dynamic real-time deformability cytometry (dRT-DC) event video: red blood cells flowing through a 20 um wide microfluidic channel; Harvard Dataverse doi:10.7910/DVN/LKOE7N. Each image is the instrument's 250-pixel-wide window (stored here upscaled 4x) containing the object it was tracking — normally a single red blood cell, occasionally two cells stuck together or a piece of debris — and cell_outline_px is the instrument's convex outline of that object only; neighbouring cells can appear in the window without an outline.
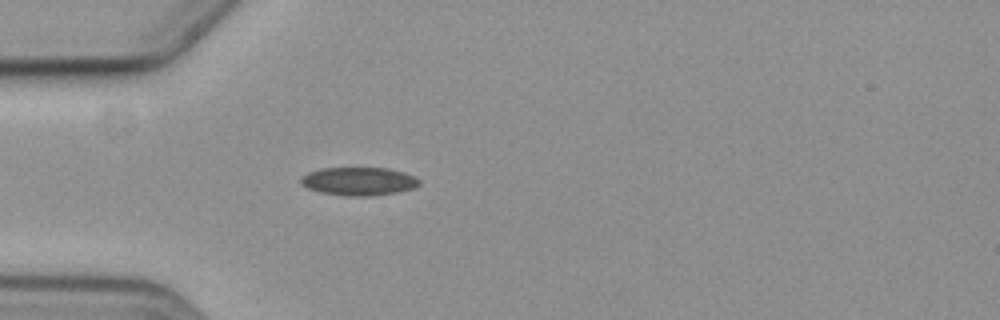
{"species": "common noctule bat (a hibernating species)", "species_latin": "Nyctalus noctula", "temperature_condition": "cold", "stored_images_in_passage": 4, "camera_frame_rate_fps": 3000, "um_per_image_px": 0.085, "animal": {"sex": "female", "body_mass_g": 19.3, "forearm_length_mm": 54.1}, "frame": {"image": 1, "passage_image": 4, "time_ms": 4.0, "image_size_px": [1000, 320], "cell_outline_px": [[420, 184], [416, 188], [396, 192], [372, 196], [344, 196], [320, 192], [308, 188], [300, 184], [300, 176], [308, 172], [320, 168], [388, 168], [404, 172], [420, 180]], "centroid_in_image_um": [30.47, 15.41], "position_along_channel_um": 54.5, "area_um2": 19.65}}